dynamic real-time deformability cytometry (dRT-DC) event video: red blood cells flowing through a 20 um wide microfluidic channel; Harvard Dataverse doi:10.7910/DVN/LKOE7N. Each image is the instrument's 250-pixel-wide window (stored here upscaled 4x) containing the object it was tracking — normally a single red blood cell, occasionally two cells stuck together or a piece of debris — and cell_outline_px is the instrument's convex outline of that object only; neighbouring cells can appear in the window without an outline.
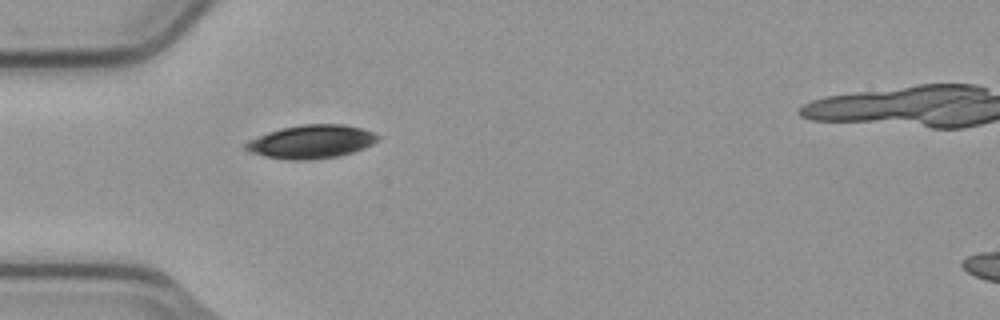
{"species": "common noctule bat (a hibernating species)", "species_latin": "Nyctalus noctula", "temperature_condition": "cold", "stored_images_in_passage": 3, "camera_frame_rate_fps": 3000, "um_per_image_px": 0.085, "animal": {"sex": "male", "body_mass_g": 23.1, "forearm_length_mm": 52.7}, "frame": {"image": 1, "passage_image": 2, "time_ms": 0.333, "image_size_px": [1000, 320], "cell_outline_px": [[380, 136], [372, 144], [364, 148], [340, 156], [304, 160], [288, 160], [264, 156], [248, 152], [244, 148], [244, 144], [248, 140], [268, 132], [280, 128], [304, 124], [344, 124], [360, 128], [372, 132]], "centroid_in_image_um": [26.42, 12.04], "position_along_channel_um": 58.6, "area_um2": 25.72}}